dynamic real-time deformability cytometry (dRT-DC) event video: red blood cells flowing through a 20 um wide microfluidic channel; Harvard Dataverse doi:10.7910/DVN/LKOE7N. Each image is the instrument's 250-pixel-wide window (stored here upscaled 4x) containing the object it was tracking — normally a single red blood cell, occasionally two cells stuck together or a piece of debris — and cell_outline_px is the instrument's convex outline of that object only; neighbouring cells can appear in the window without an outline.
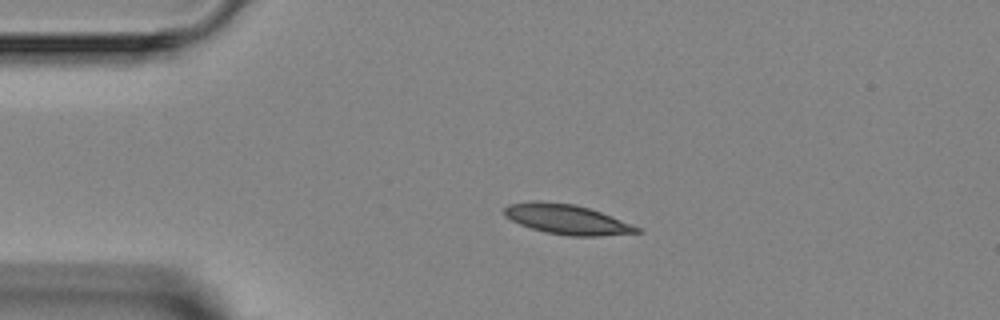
{"species": "Egyptian fruit bat (a non-hibernating species)", "species_latin": "Rousettus aegyptiacus", "temperature_condition": "room temperature", "stored_images_in_passage": 5, "camera_frame_rate_fps": 3000, "um_per_image_px": 0.085, "animal": {"sex": "female"}, "frame": {"image": 1, "passage_image": 3, "time_ms": 2.333, "image_size_px": [1000, 320], "cell_outline_px": [[644, 232], [596, 236], [568, 236], [544, 232], [520, 224], [504, 216], [504, 208], [508, 204], [532, 200], [540, 200], [576, 204], [600, 212], [632, 224], [640, 228]], "centroid_in_image_um": [48.16, 18.63], "position_along_channel_um": 36.8, "area_um2": 23.18}}
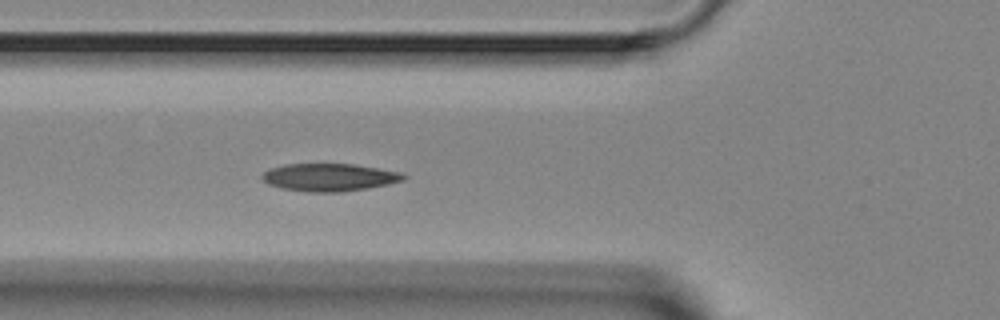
{"frame": {"image": 2, "passage_image": 5, "time_ms": 4.667, "image_size_px": [1000, 320], "cell_outline_px": [[408, 176], [404, 180], [388, 184], [368, 188], [340, 192], [308, 192], [280, 188], [268, 184], [260, 176], [264, 172], [272, 168], [284, 164], [352, 164], [400, 172]], "centroid_in_image_um": [27.99, 15.08], "position_along_channel_um": 97.8, "area_um2": 22.72}}